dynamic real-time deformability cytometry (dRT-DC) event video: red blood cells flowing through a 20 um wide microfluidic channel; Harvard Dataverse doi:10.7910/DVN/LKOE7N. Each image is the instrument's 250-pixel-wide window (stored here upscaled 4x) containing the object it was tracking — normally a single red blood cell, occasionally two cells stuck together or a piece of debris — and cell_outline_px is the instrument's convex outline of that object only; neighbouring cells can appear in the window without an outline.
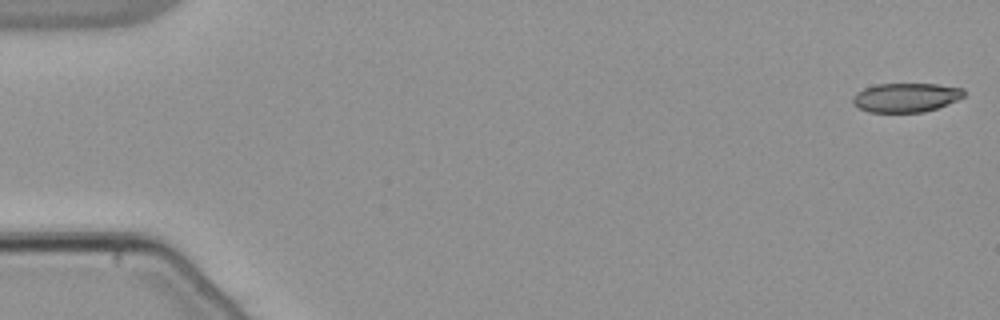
{"species": "common noctule bat (a hibernating species)", "species_latin": "Nyctalus noctula", "temperature_condition": "warm", "stored_images_in_passage": 54, "camera_frame_rate_fps": 3000, "um_per_image_px": 0.085, "animal": {"sex": "male", "body_mass_g": 21.5, "forearm_length_mm": 52.0}, "frame": {"image": 1, "passage_image": 1, "time_ms": 0.0, "image_size_px": [1000, 320], "cell_outline_px": [[964, 96], [948, 104], [924, 112], [868, 112], [852, 104], [852, 96], [856, 92], [864, 88], [876, 84], [936, 84], [964, 88]], "centroid_in_image_um": [76.97, 8.28], "position_along_channel_um": 8.0, "area_um2": 18.9}}
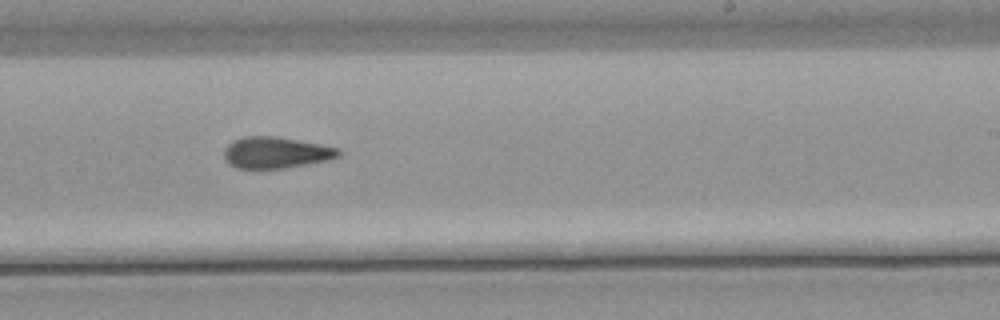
{"frame": {"image": 2, "passage_image": 33, "time_ms": 10.667, "image_size_px": [1000, 320], "cell_outline_px": [[340, 156], [328, 160], [284, 168], [236, 168], [228, 164], [224, 160], [224, 148], [228, 144], [244, 136], [276, 136], [320, 144], [340, 148]], "centroid_in_image_um": [23.44, 12.97], "position_along_channel_um": 265.6, "area_um2": 20.92}}
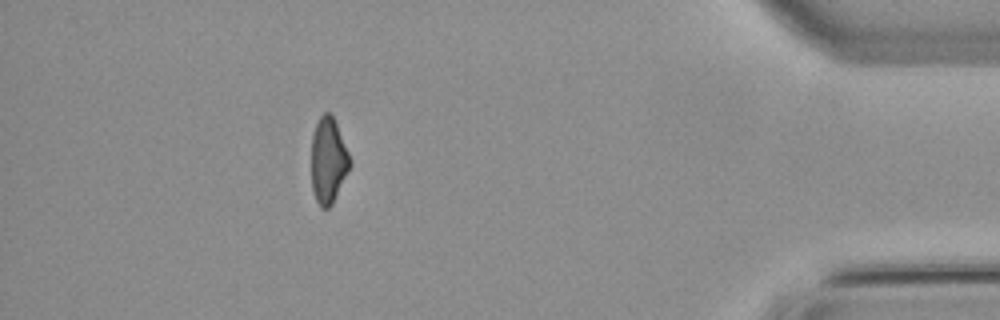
{"frame": {"image": 3, "passage_image": 48, "time_ms": 15.667, "image_size_px": [1000, 320], "cell_outline_px": [[352, 164], [332, 204], [328, 208], [320, 208], [316, 200], [312, 188], [312, 136], [316, 124], [320, 116], [324, 112], [328, 112], [332, 116], [336, 124], [348, 152]], "centroid_in_image_um": [27.9, 13.67], "position_along_channel_um": 407.3, "area_um2": 19.02}, "authors_computed_cell_mechanics": {"area_um2": 20.7502, "velocity_mm_per_s": 3.8494, "shape_relaxation_time_tau1_ms": null, "shape_relaxation_time_tau2_ms": 3.6291, "deformation_change_tau1": null, "deformation_change_tau2": 0.127}}